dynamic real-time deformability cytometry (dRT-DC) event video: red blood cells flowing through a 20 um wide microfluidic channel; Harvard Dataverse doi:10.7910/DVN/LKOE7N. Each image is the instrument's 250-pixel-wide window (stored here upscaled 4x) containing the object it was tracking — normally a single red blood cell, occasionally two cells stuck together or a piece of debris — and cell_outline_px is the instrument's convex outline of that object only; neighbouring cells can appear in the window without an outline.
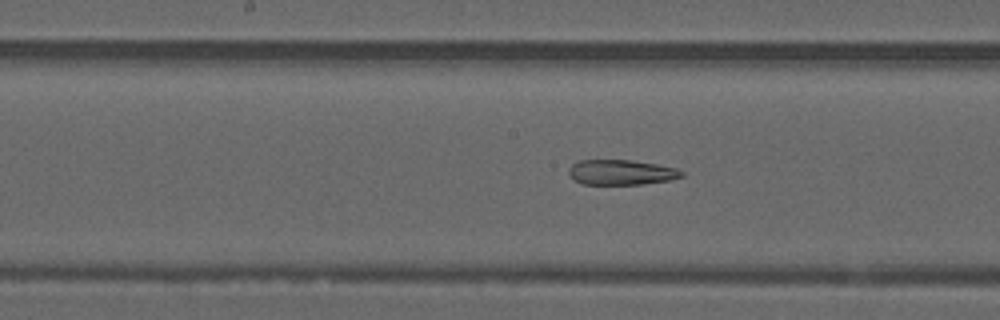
{"species": "common noctule bat (a hibernating species)", "species_latin": "Nyctalus noctula", "temperature_condition": "warm", "stored_images_in_passage": 51, "camera_frame_rate_fps": 3000, "um_per_image_px": 0.085, "animal": {"sex": "male", "forearm_length_mm": 52.5}, "frame": {"image": 1, "passage_image": 26, "time_ms": 8.333, "image_size_px": [1000, 320], "cell_outline_px": [[684, 176], [672, 180], [640, 184], [580, 184], [568, 172], [568, 168], [572, 164], [580, 160], [632, 160], [656, 164], [676, 168], [684, 172]], "centroid_in_image_um": [52.83, 14.64], "position_along_channel_um": 195.4, "area_um2": 16.53}}
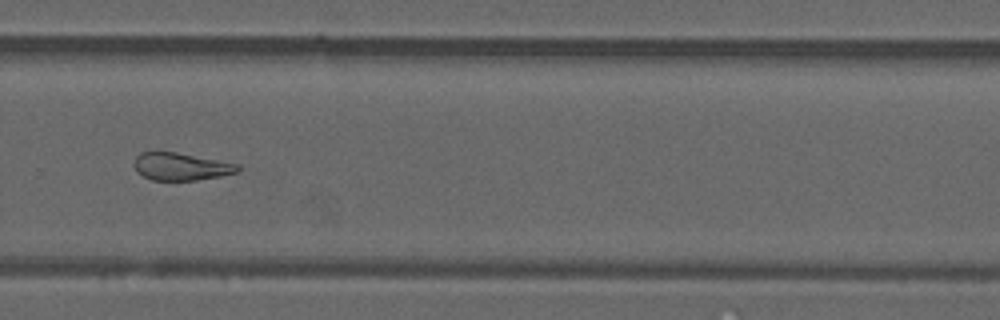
{"frame": {"image": 2, "passage_image": 35, "time_ms": 11.333, "image_size_px": [1000, 320], "cell_outline_px": [[240, 172], [220, 176], [196, 180], [152, 180], [136, 172], [136, 156], [140, 152], [176, 152], [240, 164]], "centroid_in_image_um": [15.43, 14.16], "position_along_channel_um": 314.4, "area_um2": 16.53}}
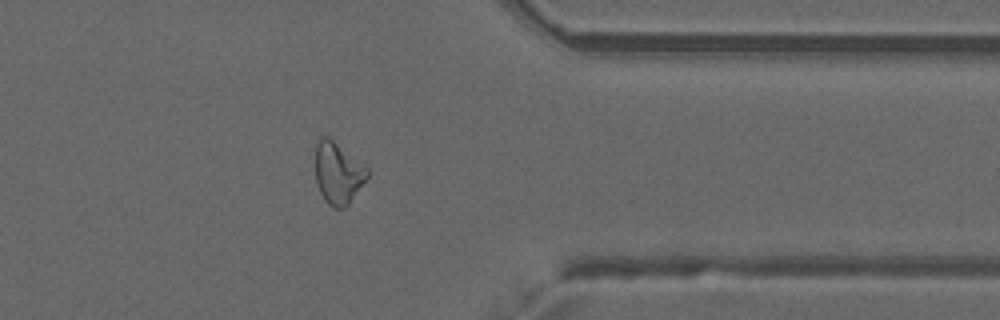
{"frame": {"image": 3, "passage_image": 41, "time_ms": 13.333, "image_size_px": [1000, 320], "cell_outline_px": [[368, 176], [348, 204], [344, 208], [336, 208], [328, 204], [324, 200], [320, 192], [316, 180], [316, 144], [320, 136], [328, 136], [368, 168]], "centroid_in_image_um": [28.71, 14.7], "position_along_channel_um": 382.7, "area_um2": 18.38}, "authors_computed_cell_mechanics": {"area_um2": 20.7502, "velocity_mm_per_s": 3.9817, "shape_relaxation_time_tau1_ms": null, "shape_relaxation_time_tau2_ms": 5.2257, "deformation_change_tau1": null, "deformation_change_tau2": 0.1665}}